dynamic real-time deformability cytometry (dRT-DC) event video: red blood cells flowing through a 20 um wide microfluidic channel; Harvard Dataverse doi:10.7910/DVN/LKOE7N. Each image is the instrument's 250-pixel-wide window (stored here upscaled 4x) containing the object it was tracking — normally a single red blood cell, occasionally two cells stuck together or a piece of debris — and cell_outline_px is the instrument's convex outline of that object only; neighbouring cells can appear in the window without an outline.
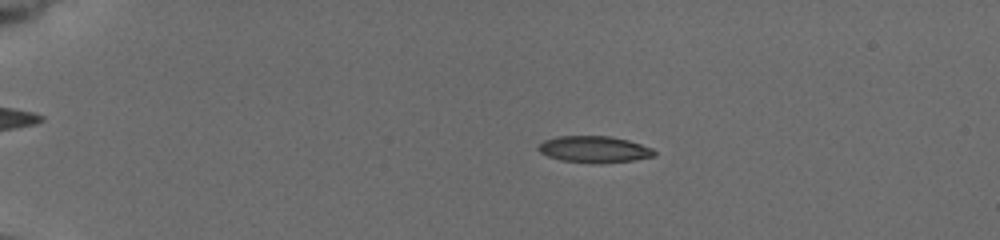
{"species": "common noctule bat (a hibernating species)", "species_latin": "Nyctalus noctula", "temperature_condition": "cold", "stored_images_in_passage": 24, "camera_frame_rate_fps": 3000, "um_per_image_px": 0.085, "animal": {"sex": "female", "body_mass_g": 19.5, "forearm_length_mm": 54.1}, "frame": {"image": 1, "passage_image": 15, "time_ms": 4.0, "image_size_px": [1000, 240], "cell_outline_px": [[656, 156], [632, 160], [592, 164], [560, 160], [548, 156], [540, 152], [536, 148], [544, 140], [556, 136], [612, 136], [628, 140], [652, 148], [656, 152]], "centroid_in_image_um": [50.49, 12.69], "position_along_channel_um": 34.5, "area_um2": 18.03}}
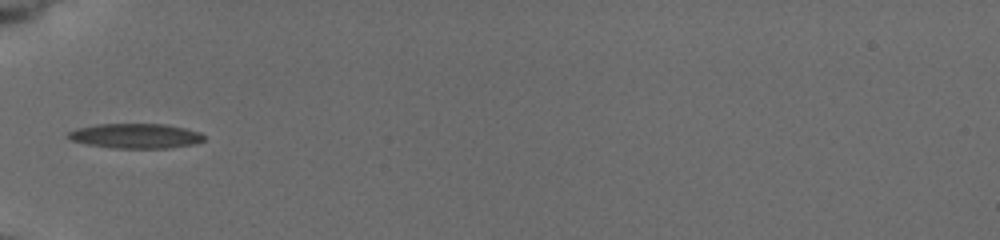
{"frame": {"image": 2, "passage_image": 23, "time_ms": 7.0, "image_size_px": [1000, 240], "cell_outline_px": [[204, 140], [196, 144], [168, 148], [112, 148], [88, 144], [72, 140], [68, 136], [68, 132], [76, 128], [96, 124], [164, 124], [184, 128], [200, 132], [204, 136]], "centroid_in_image_um": [11.55, 11.55], "position_along_channel_um": 73.5, "area_um2": 19.59}}